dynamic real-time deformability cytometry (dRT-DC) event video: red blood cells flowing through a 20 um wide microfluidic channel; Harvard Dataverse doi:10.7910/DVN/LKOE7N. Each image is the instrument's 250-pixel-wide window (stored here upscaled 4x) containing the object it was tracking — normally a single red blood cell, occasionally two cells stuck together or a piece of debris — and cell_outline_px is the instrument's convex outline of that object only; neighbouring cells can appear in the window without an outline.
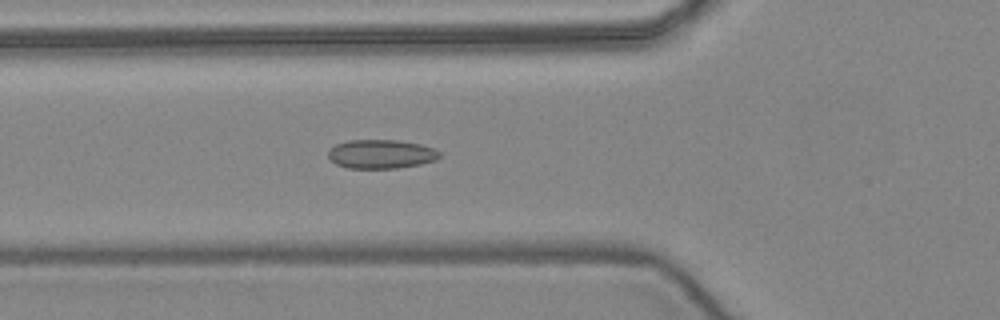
{"species": "common noctule bat (a hibernating species)", "species_latin": "Nyctalus noctula", "temperature_condition": "warm", "stored_images_in_passage": 52, "camera_frame_rate_fps": 3000, "um_per_image_px": 0.085, "animal": {"sex": "female", "body_mass_g": 24.6, "forearm_length_mm": 56.2}, "frame": {"image": 1, "passage_image": 19, "time_ms": 6.0, "image_size_px": [1000, 320], "cell_outline_px": [[440, 156], [436, 160], [420, 164], [396, 168], [348, 168], [336, 164], [328, 156], [328, 152], [336, 144], [348, 140], [396, 140], [420, 144], [432, 148], [440, 152]], "centroid_in_image_um": [32.39, 13.09], "position_along_channel_um": 93.4, "area_um2": 18.61}}
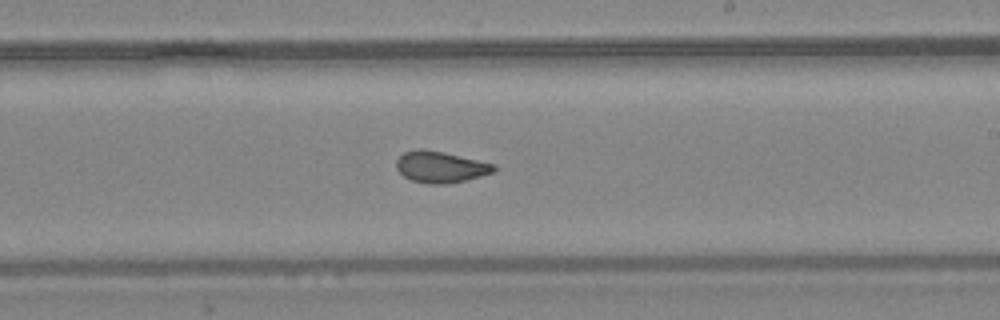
{"frame": {"image": 2, "passage_image": 31, "time_ms": 10.0, "image_size_px": [1000, 320], "cell_outline_px": [[496, 172], [464, 180], [444, 184], [428, 184], [412, 180], [404, 176], [396, 168], [396, 160], [404, 152], [420, 148], [444, 152], [496, 164]], "centroid_in_image_um": [37.46, 14.18], "position_along_channel_um": 251.5, "area_um2": 17.8}}
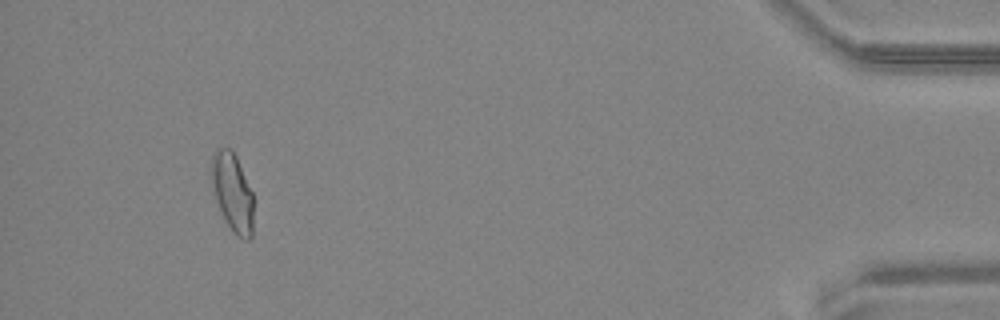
{"frame": {"image": 3, "passage_image": 49, "time_ms": 16.0, "image_size_px": [1000, 320], "cell_outline_px": [[252, 236], [248, 240], [244, 240], [236, 236], [232, 232], [216, 200], [208, 172], [212, 156], [216, 148], [232, 148], [236, 156], [252, 192]], "centroid_in_image_um": [19.72, 16.31], "position_along_channel_um": 415.5, "area_um2": 19.31}, "authors_computed_cell_mechanics": {"area_um2": 18.4671, "velocity_mm_per_s": 3.9424, "shape_relaxation_time_tau1_ms": null, "shape_relaxation_time_tau2_ms": 1.4258, "deformation_change_tau1": null, "deformation_change_tau2": 0.0503}}